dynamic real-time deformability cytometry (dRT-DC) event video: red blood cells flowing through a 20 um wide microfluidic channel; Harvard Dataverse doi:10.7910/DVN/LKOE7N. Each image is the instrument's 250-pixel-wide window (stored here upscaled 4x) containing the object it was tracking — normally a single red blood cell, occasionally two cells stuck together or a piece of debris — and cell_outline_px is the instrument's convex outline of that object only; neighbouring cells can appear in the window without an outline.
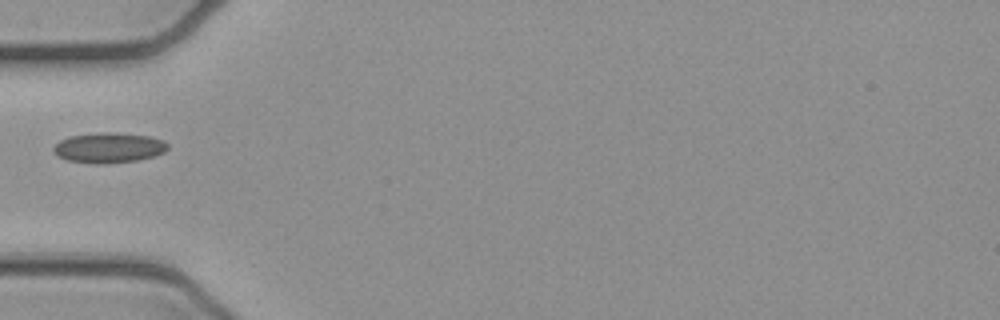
{"species": "common noctule bat (a hibernating species)", "species_latin": "Nyctalus noctula", "temperature_condition": "cold", "stored_images_in_passage": 8, "camera_frame_rate_fps": 3000, "um_per_image_px": 0.085, "animal": {"sex": "female", "body_mass_g": 21.9}, "frame": {"image": 1, "passage_image": 5, "time_ms": 1.333, "image_size_px": [1000, 320], "cell_outline_px": [[168, 148], [164, 152], [152, 156], [136, 160], [104, 164], [96, 164], [68, 160], [56, 156], [52, 148], [60, 140], [72, 136], [104, 132], [108, 132], [148, 136], [164, 140], [168, 144]], "centroid_in_image_um": [9.23, 12.56], "position_along_channel_um": 75.8, "area_um2": 19.88}}
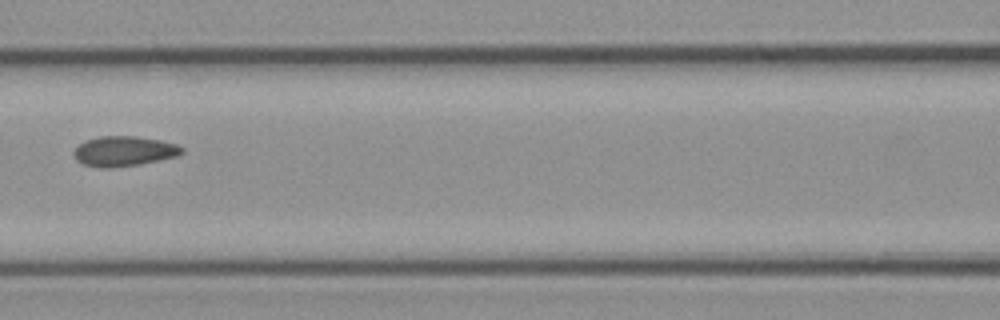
{"frame": {"image": 2, "passage_image": 7, "time_ms": 2.0, "image_size_px": [1000, 320], "cell_outline_px": [[184, 152], [176, 156], [140, 164], [112, 168], [100, 168], [84, 164], [76, 160], [72, 152], [80, 144], [88, 140], [100, 136], [136, 136], [160, 140], [176, 144], [184, 148]], "centroid_in_image_um": [10.54, 12.85], "position_along_channel_um": 156.1, "area_um2": 18.84}}
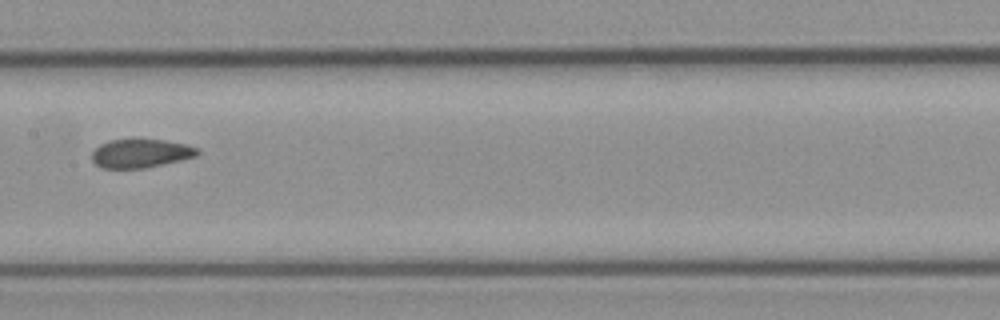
{"frame": {"image": 3, "passage_image": 8, "time_ms": 2.333, "image_size_px": [1000, 320], "cell_outline_px": [[200, 152], [196, 156], [180, 160], [144, 168], [100, 168], [92, 160], [92, 152], [100, 144], [108, 140], [164, 140], [184, 144], [196, 148]], "centroid_in_image_um": [11.92, 13.04], "position_along_channel_um": 195.5, "area_um2": 17.34}}